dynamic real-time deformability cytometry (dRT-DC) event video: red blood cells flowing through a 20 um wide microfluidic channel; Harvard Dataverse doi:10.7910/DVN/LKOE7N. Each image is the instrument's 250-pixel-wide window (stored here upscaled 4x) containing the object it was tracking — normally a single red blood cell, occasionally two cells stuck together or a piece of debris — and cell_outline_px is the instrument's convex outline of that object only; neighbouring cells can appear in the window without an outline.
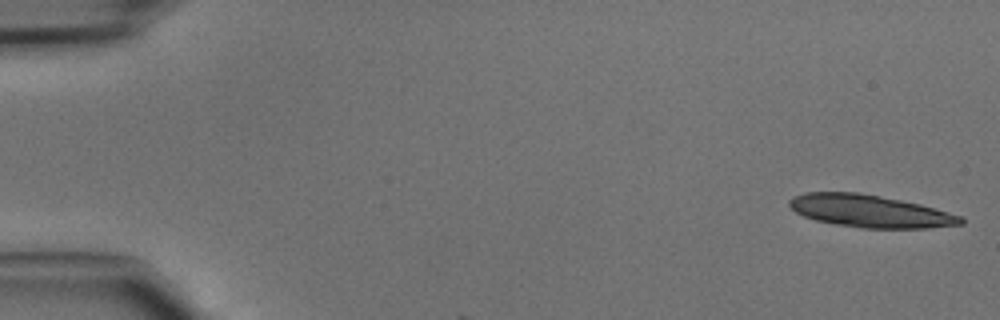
{"species": "common noctule bat (a hibernating species)", "species_latin": "Nyctalus noctula", "temperature_condition": "cold", "stored_images_in_passage": 5, "camera_frame_rate_fps": 3000, "um_per_image_px": 0.085, "animal": {"sex": "male", "body_mass_g": 15.6}, "frame": {"image": 1, "passage_image": 1, "time_ms": 0.0, "image_size_px": [1000, 320], "cell_outline_px": [[964, 224], [928, 228], [860, 228], [836, 224], [816, 220], [804, 216], [796, 212], [788, 204], [788, 200], [792, 196], [804, 192], [856, 192], [880, 196], [920, 204], [964, 216]], "centroid_in_image_um": [73.96, 17.94], "position_along_channel_um": 11.0, "area_um2": 32.48}}